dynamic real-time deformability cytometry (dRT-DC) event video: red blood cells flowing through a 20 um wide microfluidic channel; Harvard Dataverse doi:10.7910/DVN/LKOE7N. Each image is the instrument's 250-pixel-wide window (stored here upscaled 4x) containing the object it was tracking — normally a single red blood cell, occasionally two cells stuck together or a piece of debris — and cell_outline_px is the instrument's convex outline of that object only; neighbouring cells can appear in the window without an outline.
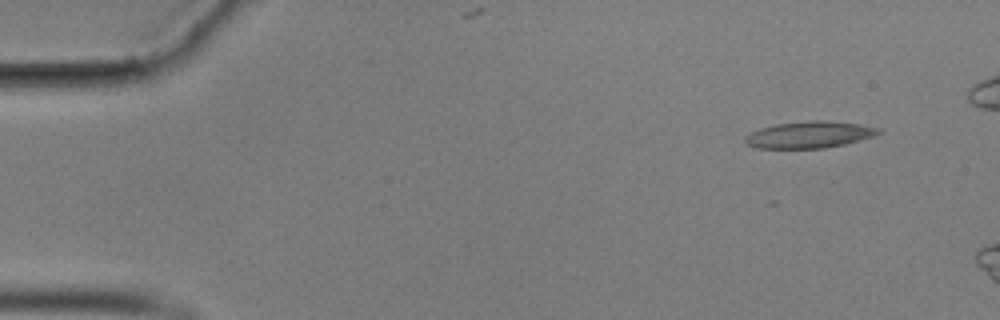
{"species": "common noctule bat (a hibernating species)", "species_latin": "Nyctalus noctula", "temperature_condition": "cold", "stored_images_in_passage": 50, "camera_frame_rate_fps": 3000, "um_per_image_px": 0.085, "animal": {"sex": "male", "body_mass_g": 17.9}, "frame": {"image": 1, "passage_image": 1, "time_ms": 0.0, "image_size_px": [1000, 320], "cell_outline_px": [[880, 132], [872, 136], [844, 144], [824, 148], [756, 148], [748, 144], [744, 140], [744, 136], [760, 128], [776, 124], [812, 120], [820, 120], [856, 124], [880, 128]], "centroid_in_image_um": [68.74, 11.45], "position_along_channel_um": 16.3, "area_um2": 20.35}}